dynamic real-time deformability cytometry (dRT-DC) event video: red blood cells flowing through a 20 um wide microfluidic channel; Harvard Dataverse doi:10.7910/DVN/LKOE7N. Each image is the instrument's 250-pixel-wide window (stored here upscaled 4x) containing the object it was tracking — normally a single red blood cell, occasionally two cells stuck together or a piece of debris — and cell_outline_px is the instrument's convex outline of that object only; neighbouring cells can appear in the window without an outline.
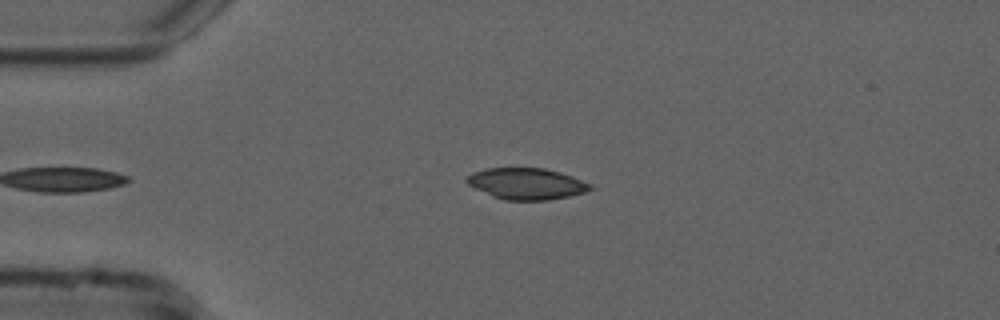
{"species": "common noctule bat (a hibernating species)", "species_latin": "Nyctalus noctula", "temperature_condition": "cold", "stored_images_in_passage": 39, "camera_frame_rate_fps": 3000, "um_per_image_px": 0.085, "animal": {"sex": "male", "forearm_length_mm": 52.5}, "frame": {"image": 1, "passage_image": 2, "time_ms": 0.333, "image_size_px": [1000, 320], "cell_outline_px": [[596, 188], [584, 192], [568, 196], [548, 200], [504, 200], [492, 196], [468, 184], [464, 180], [472, 172], [488, 168], [544, 168], [560, 172], [572, 176], [592, 184]], "centroid_in_image_um": [44.78, 15.61], "position_along_channel_um": 40.2, "area_um2": 22.54}}
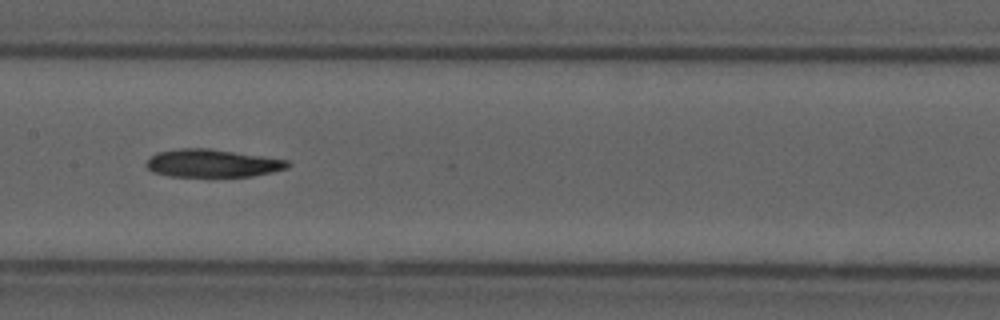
{"frame": {"image": 2, "passage_image": 16, "time_ms": 5.0, "image_size_px": [1000, 320], "cell_outline_px": [[292, 164], [288, 168], [272, 172], [252, 176], [168, 176], [152, 172], [148, 168], [148, 160], [156, 152], [180, 148], [208, 148], [288, 160]], "centroid_in_image_um": [18.07, 13.87], "position_along_channel_um": 189.3, "area_um2": 22.77}}
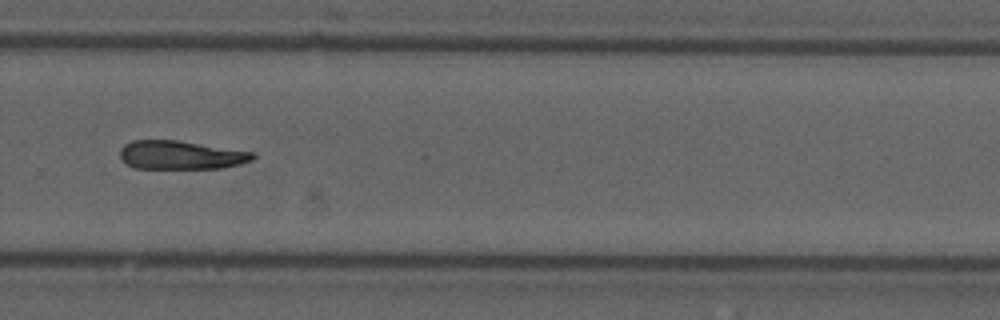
{"frame": {"image": 3, "passage_image": 26, "time_ms": 8.333, "image_size_px": [1000, 320], "cell_outline_px": [[256, 156], [252, 160], [240, 164], [220, 168], [136, 168], [124, 164], [120, 156], [120, 148], [124, 144], [132, 140], [180, 140], [256, 152]], "centroid_in_image_um": [15.38, 13.17], "position_along_channel_um": 314.4, "area_um2": 22.43}}